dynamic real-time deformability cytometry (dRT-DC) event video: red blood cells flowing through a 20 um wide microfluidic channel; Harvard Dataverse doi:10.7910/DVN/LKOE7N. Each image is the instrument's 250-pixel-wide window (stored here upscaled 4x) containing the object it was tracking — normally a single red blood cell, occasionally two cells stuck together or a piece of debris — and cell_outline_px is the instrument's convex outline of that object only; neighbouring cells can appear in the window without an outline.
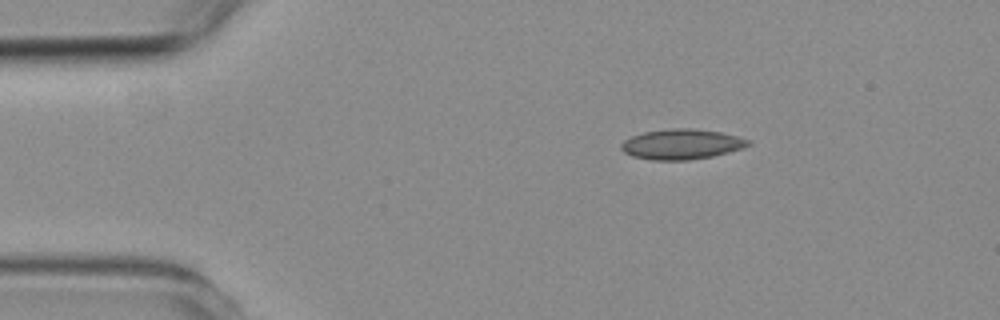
{"species": "common noctule bat (a hibernating species)", "species_latin": "Nyctalus noctula", "temperature_condition": "room temperature", "stored_images_in_passage": 4, "camera_frame_rate_fps": 3000, "um_per_image_px": 0.085, "animal": {"sex": "female", "body_mass_g": 19.3, "forearm_length_mm": 54.1}, "frame": {"image": 1, "passage_image": 4, "time_ms": 4.333, "image_size_px": [1000, 320], "cell_outline_px": [[752, 144], [744, 148], [712, 156], [688, 160], [652, 160], [632, 156], [624, 152], [620, 148], [620, 144], [624, 140], [632, 136], [644, 132], [672, 128], [692, 128], [720, 132], [752, 140]], "centroid_in_image_um": [57.95, 12.26], "position_along_channel_um": 27.1, "area_um2": 22.43}}